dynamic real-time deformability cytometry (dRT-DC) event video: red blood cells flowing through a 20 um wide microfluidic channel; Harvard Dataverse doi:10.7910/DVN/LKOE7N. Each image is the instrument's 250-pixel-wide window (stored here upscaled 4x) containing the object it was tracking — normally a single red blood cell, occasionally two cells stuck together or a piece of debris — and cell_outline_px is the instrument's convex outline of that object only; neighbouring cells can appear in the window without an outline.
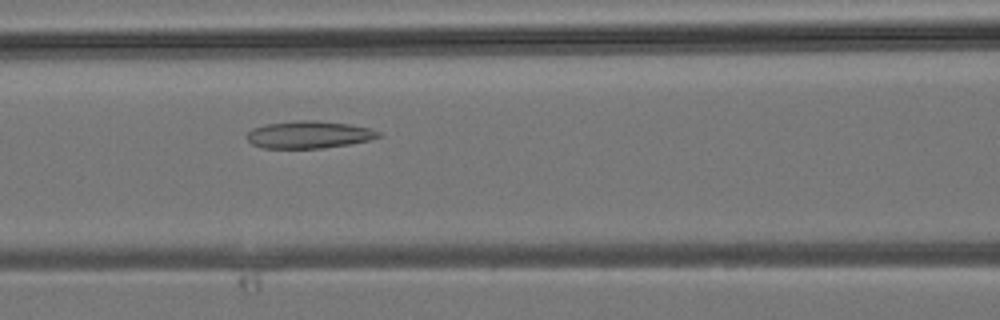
{"species": "common noctule bat (a hibernating species)", "species_latin": "Nyctalus noctula", "temperature_condition": "room temperature", "stored_images_in_passage": 30, "camera_frame_rate_fps": 3000, "um_per_image_px": 0.085, "animal": {"sex": "male", "body_mass_g": 19.2, "forearm_length_mm": 51.8}, "frame": {"image": 1, "passage_image": 9, "time_ms": 2.667, "image_size_px": [1000, 320], "cell_outline_px": [[380, 136], [368, 140], [348, 144], [324, 148], [264, 148], [252, 144], [244, 136], [252, 128], [268, 124], [296, 120], [316, 120], [348, 124], [368, 128], [380, 132]], "centroid_in_image_um": [26.21, 11.44], "position_along_channel_um": 140.4, "area_um2": 20.81}}
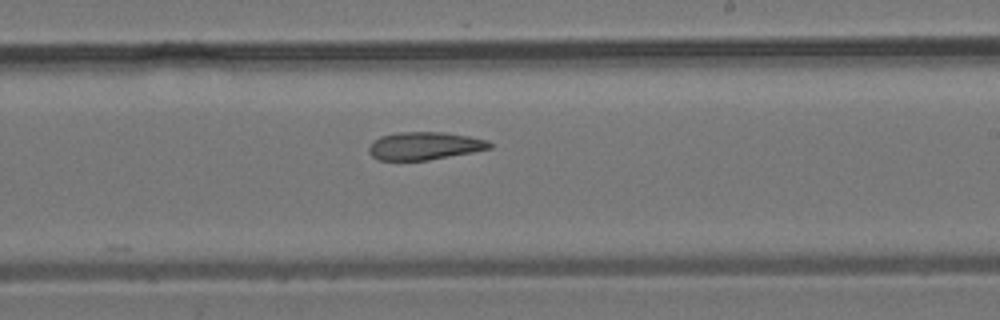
{"frame": {"image": 2, "passage_image": 15, "time_ms": 4.667, "image_size_px": [1000, 320], "cell_outline_px": [[492, 148], [472, 152], [428, 160], [376, 160], [368, 152], [368, 148], [372, 140], [380, 136], [396, 132], [444, 132], [468, 136], [488, 140], [492, 144]], "centroid_in_image_um": [36.04, 12.39], "position_along_channel_um": 253.0, "area_um2": 19.71}}
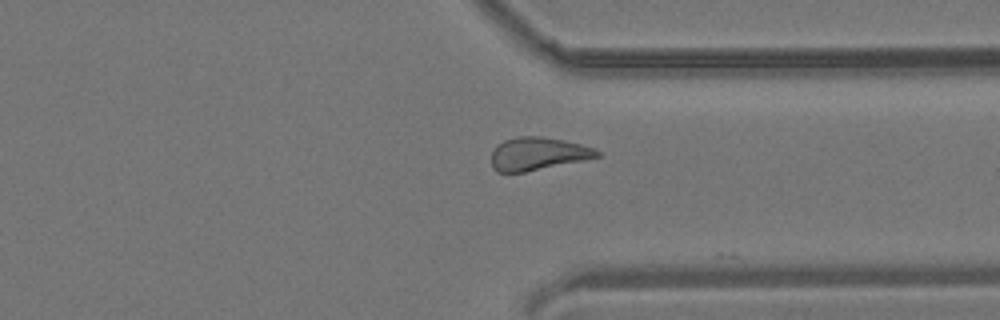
{"frame": {"image": 3, "passage_image": 21, "time_ms": 6.667, "image_size_px": [1000, 320], "cell_outline_px": [[600, 156], [584, 160], [524, 172], [496, 172], [492, 168], [492, 152], [496, 144], [504, 140], [516, 136], [540, 136], [564, 140], [580, 144], [592, 148], [600, 152]], "centroid_in_image_um": [45.67, 13.06], "position_along_channel_um": 365.7, "area_um2": 20.23}}